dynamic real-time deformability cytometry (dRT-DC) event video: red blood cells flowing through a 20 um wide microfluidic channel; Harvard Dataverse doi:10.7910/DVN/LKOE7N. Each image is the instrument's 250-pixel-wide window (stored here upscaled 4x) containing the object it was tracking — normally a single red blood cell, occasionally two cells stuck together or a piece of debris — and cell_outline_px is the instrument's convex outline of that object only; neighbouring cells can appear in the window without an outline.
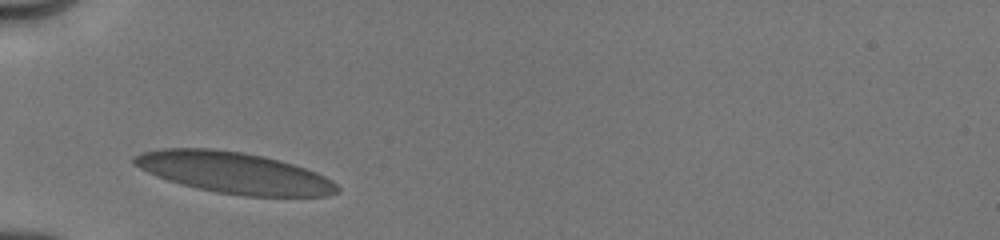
{"species": "human", "species_latin": "Homo sapiens", "temperature_condition": "cold", "stored_images_in_passage": 2, "camera_frame_rate_fps": 3000, "um_per_image_px": 0.085, "donor": {"sex": "male"}, "frame": {"image": 1, "passage_image": 1, "time_ms": 0.0, "image_size_px": [1000, 240], "cell_outline_px": [[340, 192], [328, 196], [244, 196], [216, 192], [196, 188], [180, 184], [156, 176], [132, 164], [132, 156], [140, 152], [160, 148], [216, 148], [244, 152], [264, 156], [280, 160], [316, 172], [332, 180], [340, 188]], "centroid_in_image_um": [19.87, 14.67], "position_along_channel_um": 65.1, "area_um2": 49.19}}
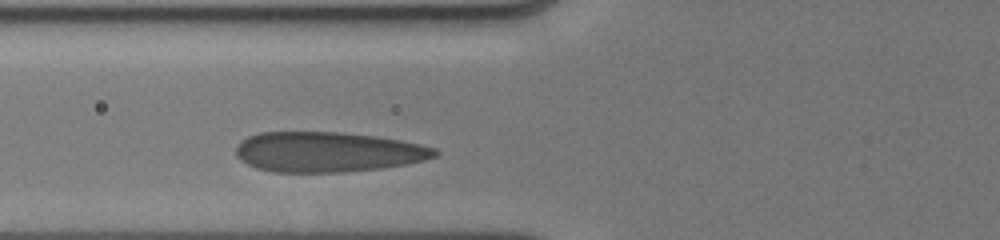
{"frame": {"image": 2, "passage_image": 2, "time_ms": 1.0, "image_size_px": [1000, 240], "cell_outline_px": [[440, 152], [436, 156], [424, 160], [404, 164], [380, 168], [344, 172], [272, 172], [256, 168], [240, 160], [236, 156], [236, 148], [240, 140], [248, 136], [260, 132], [340, 132], [376, 136], [400, 140], [420, 144], [436, 148]], "centroid_in_image_um": [27.83, 12.91], "position_along_channel_um": 98.0, "area_um2": 46.64}}